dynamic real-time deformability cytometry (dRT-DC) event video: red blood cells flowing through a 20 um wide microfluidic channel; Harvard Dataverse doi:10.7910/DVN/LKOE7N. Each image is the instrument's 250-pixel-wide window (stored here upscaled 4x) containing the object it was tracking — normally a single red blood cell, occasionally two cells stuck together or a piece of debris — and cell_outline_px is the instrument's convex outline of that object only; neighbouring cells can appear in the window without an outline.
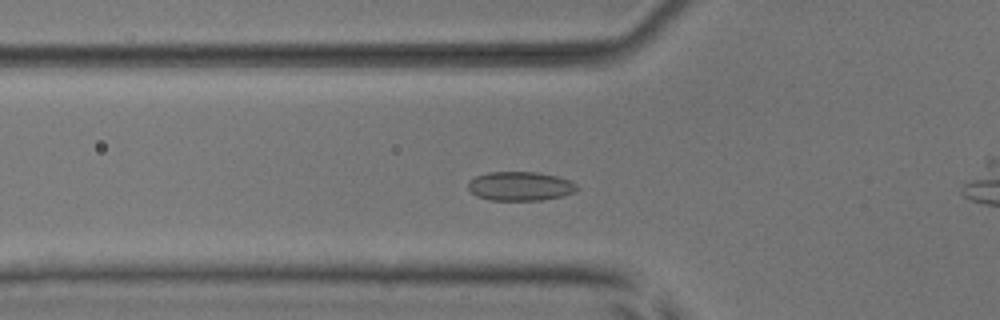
{"species": "common noctule bat (a hibernating species)", "species_latin": "Nyctalus noctula", "temperature_condition": "room temperature", "stored_images_in_passage": 50, "camera_frame_rate_fps": 3000, "um_per_image_px": 0.085, "animal": {"sex": "male", "body_mass_g": 17.9, "forearm_length_mm": 54.2}, "frame": {"image": 1, "passage_image": 15, "time_ms": 4.667, "image_size_px": [1000, 320], "cell_outline_px": [[576, 188], [572, 192], [560, 196], [544, 200], [492, 200], [476, 196], [468, 188], [468, 180], [476, 176], [488, 172], [536, 172], [556, 176], [568, 180], [576, 184]], "centroid_in_image_um": [44.15, 15.82], "position_along_channel_um": 81.6, "area_um2": 18.21}}
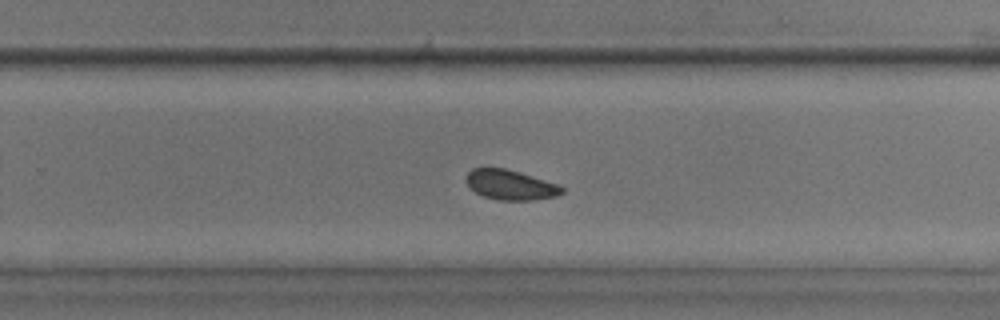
{"frame": {"image": 2, "passage_image": 31, "time_ms": 10.0, "image_size_px": [1000, 320], "cell_outline_px": [[564, 192], [556, 196], [532, 200], [500, 200], [484, 196], [476, 192], [468, 184], [468, 172], [472, 168], [504, 168], [520, 172], [560, 184], [564, 188]], "centroid_in_image_um": [43.46, 15.71], "position_along_channel_um": 286.3, "area_um2": 16.53}}
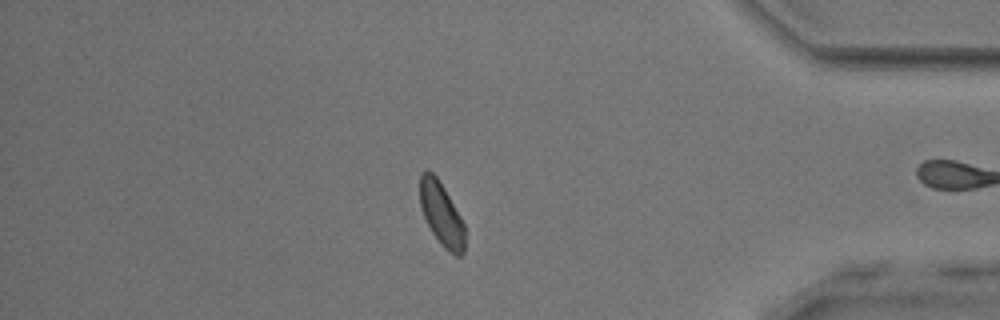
{"frame": {"image": 3, "passage_image": 42, "time_ms": 13.667, "image_size_px": [1000, 320], "cell_outline_px": [[464, 252], [460, 256], [456, 256], [448, 252], [440, 244], [432, 232], [424, 216], [420, 204], [420, 176], [424, 172], [432, 172], [436, 176], [444, 188], [460, 216], [464, 224]], "centroid_in_image_um": [37.53, 18.24], "position_along_channel_um": 397.7, "area_um2": 16.3}, "authors_computed_cell_mechanics": {"area_um2": 17.2533, "velocity_mm_per_s": 3.8512, "shape_relaxation_time_tau1_ms": 3.6487, "shape_relaxation_time_tau2_ms": 3.5778, "deformation_change_tau1": 0.0462, "deformation_change_tau2": 0.071}}